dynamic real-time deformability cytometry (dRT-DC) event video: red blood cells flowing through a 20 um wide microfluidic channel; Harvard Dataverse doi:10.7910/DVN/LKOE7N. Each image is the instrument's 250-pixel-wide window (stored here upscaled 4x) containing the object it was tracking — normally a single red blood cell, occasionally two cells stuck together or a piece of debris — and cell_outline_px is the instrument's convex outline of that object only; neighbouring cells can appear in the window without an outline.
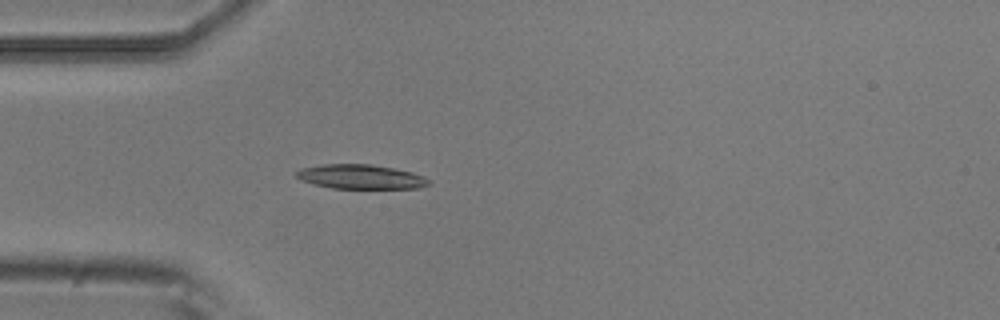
{"species": "common noctule bat (a hibernating species)", "species_latin": "Nyctalus noctula", "temperature_condition": "room temperature", "stored_images_in_passage": 4, "camera_frame_rate_fps": 3000, "um_per_image_px": 0.085, "animal": {"sex": "male", "body_mass_g": 20.5, "forearm_length_mm": 52.5}, "frame": {"image": 1, "passage_image": 4, "time_ms": 1.0, "image_size_px": [1000, 320], "cell_outline_px": [[432, 184], [420, 188], [332, 188], [312, 184], [300, 180], [296, 176], [296, 172], [300, 168], [320, 164], [372, 164], [412, 172], [424, 176], [432, 180]], "centroid_in_image_um": [30.67, 15.02], "position_along_channel_um": 54.3, "area_um2": 19.02}}